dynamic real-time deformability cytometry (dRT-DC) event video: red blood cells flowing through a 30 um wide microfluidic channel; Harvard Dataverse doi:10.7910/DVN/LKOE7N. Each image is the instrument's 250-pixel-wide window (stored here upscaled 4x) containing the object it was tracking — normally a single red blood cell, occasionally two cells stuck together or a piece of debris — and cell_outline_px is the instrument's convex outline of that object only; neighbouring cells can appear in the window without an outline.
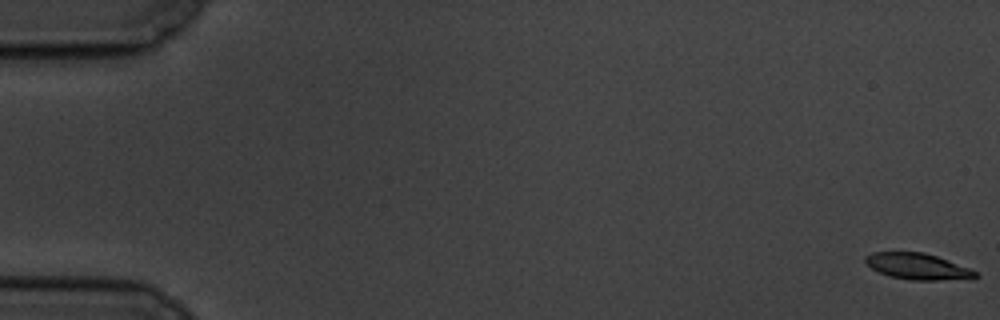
{"species": "common noctule bat (a hibernating species)", "species_latin": "Nyctalus noctula", "temperature_condition": "cold", "stored_images_in_passage": 19, "camera_frame_rate_fps": 3000, "um_per_image_px": 0.085, "animal": {"sex": "male", "body_mass_g": 19.5, "forearm_length_mm": 54.6}, "frame": {"image": 1, "passage_image": 1, "time_ms": 0.0, "image_size_px": [1000, 320], "cell_outline_px": [[980, 276], [936, 280], [912, 280], [888, 276], [864, 264], [864, 256], [872, 252], [924, 252], [936, 256], [968, 268], [976, 272]], "centroid_in_image_um": [77.88, 22.63], "position_along_channel_um": 7.1, "area_um2": 16.47}}
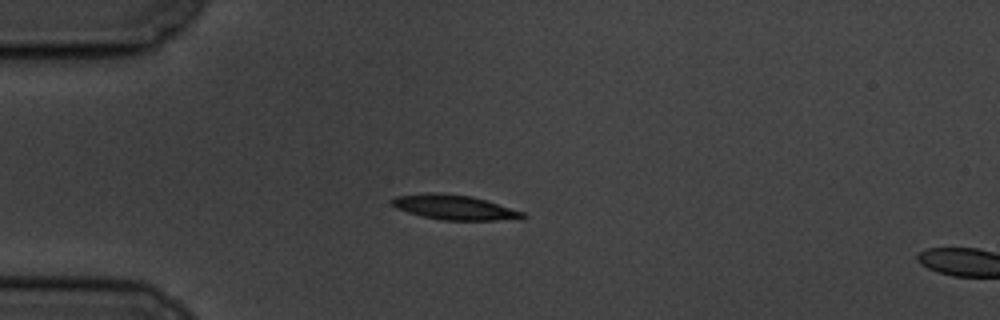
{"frame": {"image": 2, "passage_image": 16, "time_ms": 5.0, "image_size_px": [1000, 320], "cell_outline_px": [[528, 216], [524, 220], [444, 220], [424, 216], [408, 212], [396, 208], [388, 200], [396, 196], [432, 192], [440, 192], [472, 196], [524, 212]], "centroid_in_image_um": [38.67, 17.62], "position_along_channel_um": 46.3, "area_um2": 19.02}}